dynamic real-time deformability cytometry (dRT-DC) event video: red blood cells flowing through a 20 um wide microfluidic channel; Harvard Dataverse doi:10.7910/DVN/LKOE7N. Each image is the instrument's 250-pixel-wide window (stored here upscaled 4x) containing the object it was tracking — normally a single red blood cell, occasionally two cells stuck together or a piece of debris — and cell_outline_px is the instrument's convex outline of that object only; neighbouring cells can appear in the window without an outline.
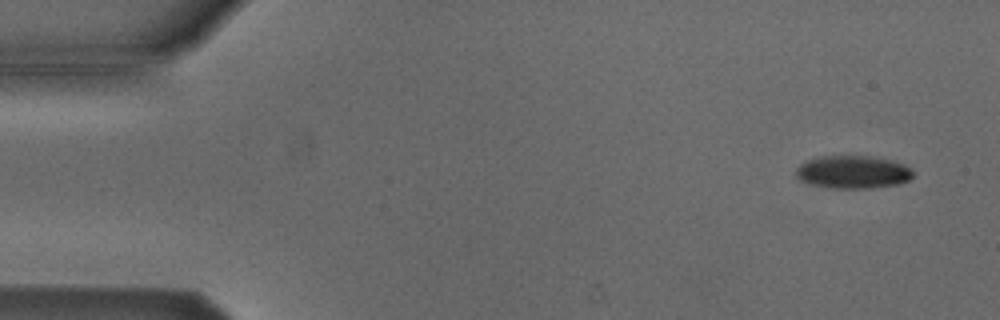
{"species": "Egyptian fruit bat (a non-hibernating species)", "species_latin": "Rousettus aegyptiacus", "temperature_condition": "cold", "stored_images_in_passage": 18, "camera_frame_rate_fps": 3000, "um_per_image_px": 0.085, "animal": {"sex": "male"}, "frame": {"image": 1, "passage_image": 3, "time_ms": 0.667, "image_size_px": [1000, 320], "cell_outline_px": [[912, 176], [908, 180], [896, 184], [872, 188], [828, 188], [812, 184], [800, 180], [796, 176], [796, 168], [800, 164], [808, 160], [820, 156], [872, 156], [892, 160], [904, 164], [912, 168]], "centroid_in_image_um": [72.49, 14.62], "position_along_channel_um": 12.5, "area_um2": 22.43}}
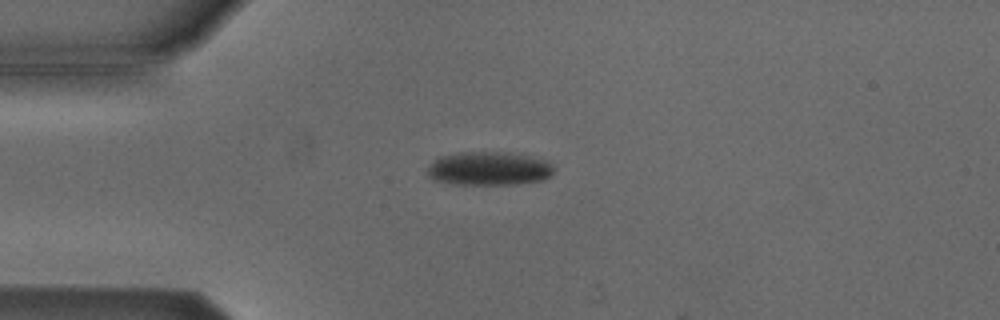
{"frame": {"image": 2, "passage_image": 13, "time_ms": 4.0, "image_size_px": [1000, 320], "cell_outline_px": [[552, 172], [544, 180], [520, 184], [452, 184], [436, 180], [428, 176], [428, 168], [440, 156], [456, 152], [508, 152], [548, 160], [552, 164]], "centroid_in_image_um": [41.58, 14.32], "position_along_channel_um": 43.4, "area_um2": 24.74}}